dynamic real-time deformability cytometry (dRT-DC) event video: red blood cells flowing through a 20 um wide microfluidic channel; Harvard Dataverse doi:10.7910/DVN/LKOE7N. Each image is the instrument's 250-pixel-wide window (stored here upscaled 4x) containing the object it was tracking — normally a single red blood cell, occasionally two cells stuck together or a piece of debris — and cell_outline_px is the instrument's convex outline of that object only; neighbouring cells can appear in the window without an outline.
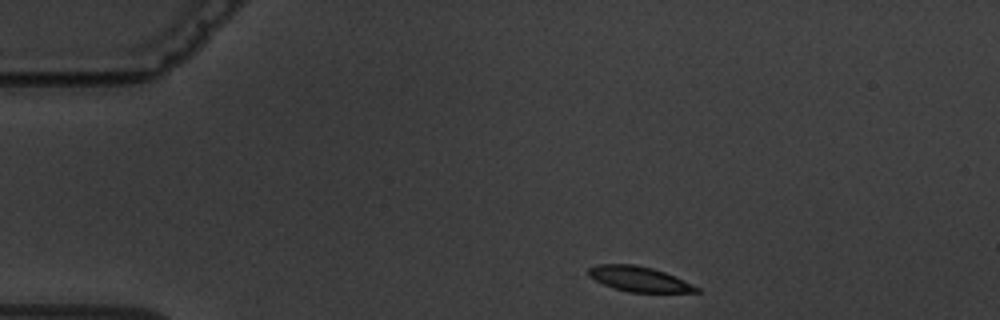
{"species": "common noctule bat (a hibernating species)", "species_latin": "Nyctalus noctula", "temperature_condition": "warm", "stored_images_in_passage": 4, "camera_frame_rate_fps": 3000, "um_per_image_px": 0.085, "animal": {"sex": "male", "body_mass_g": 19.5, "forearm_length_mm": 54.6}, "frame": {"image": 1, "passage_image": 1, "time_ms": 0.0, "image_size_px": [1000, 320], "cell_outline_px": [[700, 292], [628, 292], [604, 284], [588, 276], [588, 268], [596, 264], [636, 264], [652, 268], [664, 272], [700, 288]], "centroid_in_image_um": [54.29, 23.7], "position_along_channel_um": 30.7, "area_um2": 15.55}}
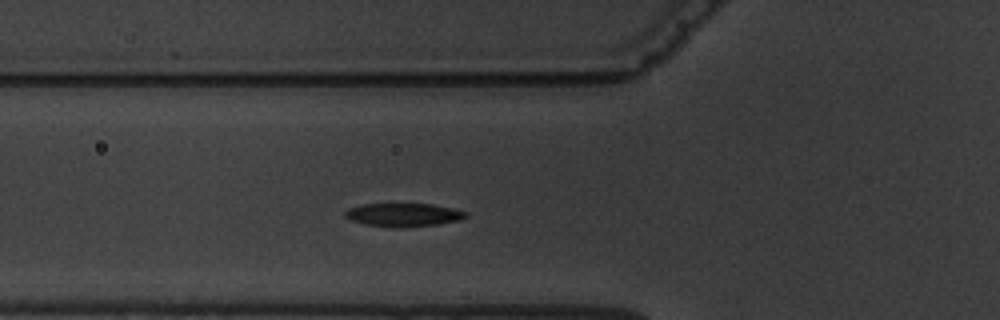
{"frame": {"image": 2, "passage_image": 4, "time_ms": 3.333, "image_size_px": [1000, 320], "cell_outline_px": [[468, 216], [460, 220], [436, 224], [404, 228], [392, 228], [364, 224], [352, 220], [344, 216], [344, 212], [348, 208], [364, 204], [392, 200], [432, 204], [452, 208], [468, 212]], "centroid_in_image_um": [34.26, 18.21], "position_along_channel_um": 91.5, "area_um2": 17.51}}